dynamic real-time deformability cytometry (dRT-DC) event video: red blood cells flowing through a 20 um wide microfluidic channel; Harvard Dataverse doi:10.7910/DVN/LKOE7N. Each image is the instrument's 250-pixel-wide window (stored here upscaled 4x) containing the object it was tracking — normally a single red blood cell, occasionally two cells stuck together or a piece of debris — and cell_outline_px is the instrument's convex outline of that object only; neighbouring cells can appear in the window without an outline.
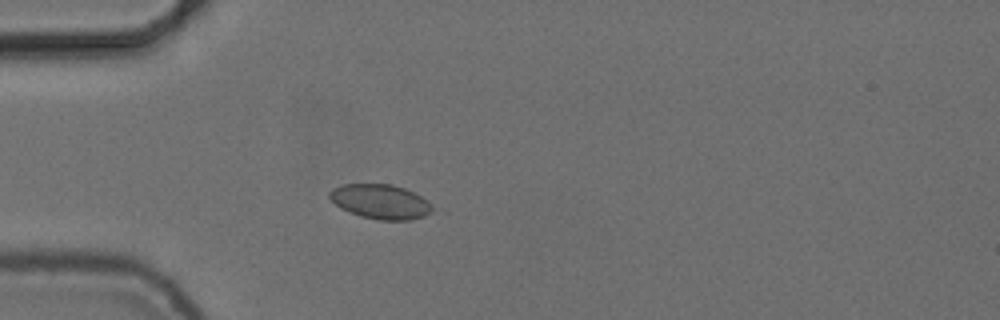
{"species": "common noctule bat (a hibernating species)", "species_latin": "Nyctalus noctula", "temperature_condition": "cold", "stored_images_in_passage": 40, "camera_frame_rate_fps": 3000, "um_per_image_px": 0.085, "animal": {"sex": "female", "body_mass_g": 24.6, "forearm_length_mm": 56.2}, "frame": {"image": 1, "passage_image": 1, "time_ms": 0.0, "image_size_px": [1000, 320], "cell_outline_px": [[432, 212], [424, 216], [412, 220], [380, 220], [360, 216], [348, 212], [340, 208], [328, 196], [328, 192], [332, 188], [344, 184], [392, 184], [404, 188], [428, 200], [432, 208]], "centroid_in_image_um": [32.32, 17.14], "position_along_channel_um": 52.7, "area_um2": 20.75}}
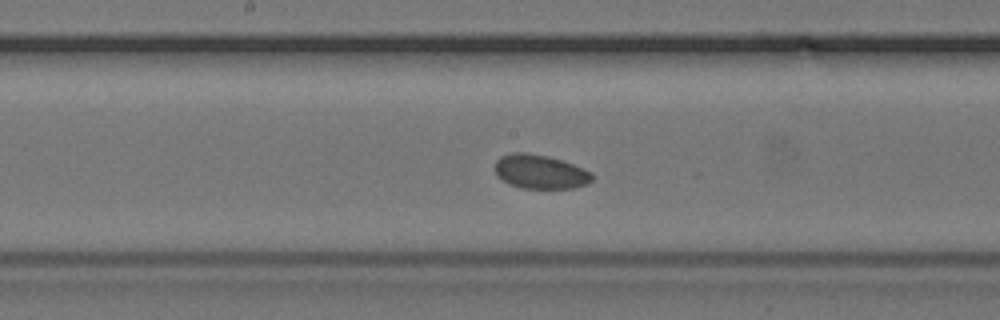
{"frame": {"image": 2, "passage_image": 14, "time_ms": 4.333, "image_size_px": [1000, 320], "cell_outline_px": [[592, 180], [588, 184], [572, 188], [520, 188], [496, 176], [492, 168], [496, 160], [500, 156], [512, 152], [524, 152], [548, 156], [584, 168], [592, 172]], "centroid_in_image_um": [45.88, 14.59], "position_along_channel_um": 202.3, "area_um2": 19.42}}
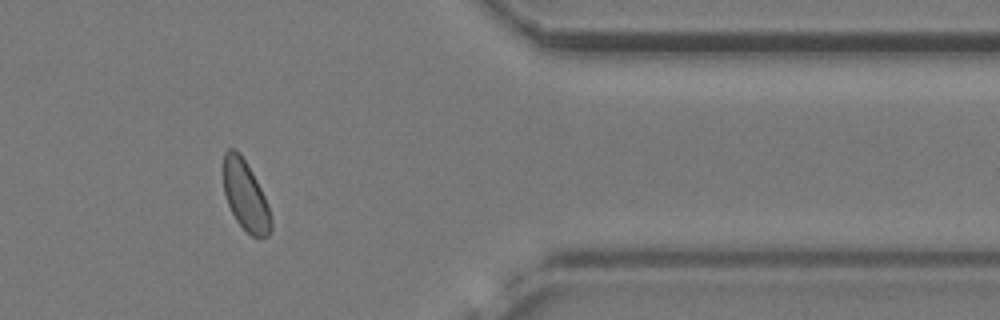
{"frame": {"image": 3, "passage_image": 31, "time_ms": 10.0, "image_size_px": [1000, 320], "cell_outline_px": [[272, 228], [268, 236], [252, 236], [236, 220], [228, 204], [224, 192], [224, 152], [228, 148], [232, 148], [240, 152], [252, 172], [264, 196], [272, 220]], "centroid_in_image_um": [20.86, 16.61], "position_along_channel_um": 390.5, "area_um2": 19.02}, "authors_computed_cell_mechanics": {"area_um2": 19.7098, "velocity_mm_per_s": 3.6979, "shape_relaxation_time_tau1_ms": 6.6441, "shape_relaxation_time_tau2_ms": null, "deformation_change_tau1": 0.0518, "deformation_change_tau2": null}}